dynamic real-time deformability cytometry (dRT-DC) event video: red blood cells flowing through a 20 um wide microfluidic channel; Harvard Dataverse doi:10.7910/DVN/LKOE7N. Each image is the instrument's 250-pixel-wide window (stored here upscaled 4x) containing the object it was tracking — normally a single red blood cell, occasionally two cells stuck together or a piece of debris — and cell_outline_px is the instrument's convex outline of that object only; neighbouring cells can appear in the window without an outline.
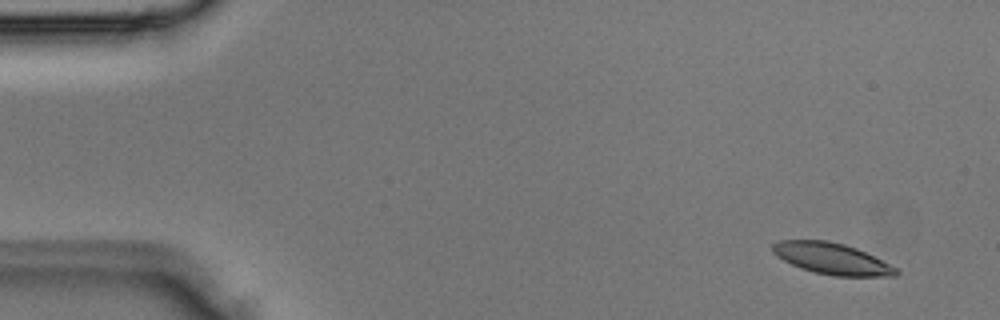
{"species": "Egyptian fruit bat (a non-hibernating species)", "species_latin": "Rousettus aegyptiacus", "temperature_condition": "room temperature", "stored_images_in_passage": 3, "camera_frame_rate_fps": 3000, "um_per_image_px": 0.085, "animal": {"sex": "male"}, "frame": {"image": 1, "passage_image": 1, "time_ms": 0.0, "image_size_px": [1000, 320], "cell_outline_px": [[900, 272], [896, 276], [836, 276], [816, 272], [800, 268], [776, 256], [772, 252], [772, 244], [780, 240], [828, 240], [844, 244], [856, 248], [896, 268]], "centroid_in_image_um": [70.67, 21.98], "position_along_channel_um": 14.3, "area_um2": 22.25}}